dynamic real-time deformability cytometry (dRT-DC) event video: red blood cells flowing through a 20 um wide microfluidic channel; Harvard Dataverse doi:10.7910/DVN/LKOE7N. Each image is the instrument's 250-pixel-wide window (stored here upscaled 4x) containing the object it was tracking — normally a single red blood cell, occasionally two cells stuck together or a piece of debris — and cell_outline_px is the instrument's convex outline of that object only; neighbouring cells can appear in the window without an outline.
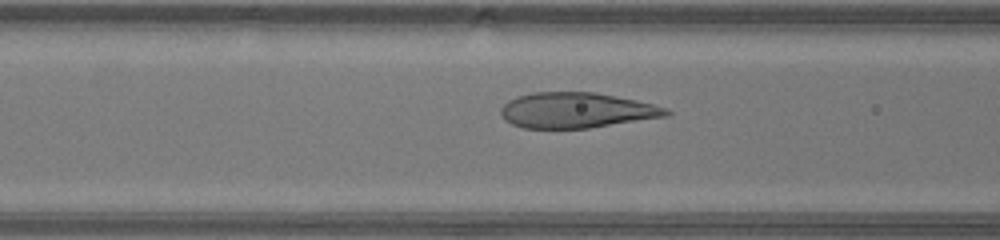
{"species": "human", "species_latin": "Homo sapiens", "temperature_condition": "warm", "stored_images_in_passage": 47, "camera_frame_rate_fps": 3000, "um_per_image_px": 0.085, "donor": {"sex": "male"}, "frame": {"image": 1, "passage_image": 19, "time_ms": 6.0, "image_size_px": [1000, 240], "cell_outline_px": [[672, 112], [668, 116], [588, 128], [524, 128], [512, 124], [504, 120], [500, 112], [500, 108], [508, 100], [516, 96], [532, 92], [596, 92], [636, 100], [668, 108]], "centroid_in_image_um": [48.98, 9.37], "position_along_channel_um": 117.6, "area_um2": 34.28}}
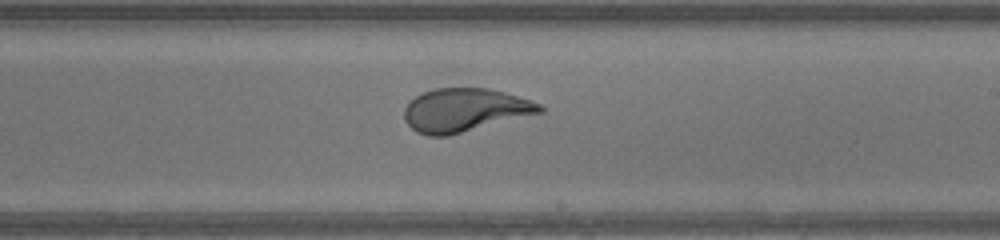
{"frame": {"image": 2, "passage_image": 28, "time_ms": 9.0, "image_size_px": [1000, 240], "cell_outline_px": [[544, 112], [448, 136], [428, 136], [416, 132], [404, 120], [404, 108], [416, 96], [424, 92], [436, 88], [488, 88], [504, 92], [540, 104], [544, 108]], "centroid_in_image_um": [39.49, 9.37], "position_along_channel_um": 249.5, "area_um2": 34.1}}
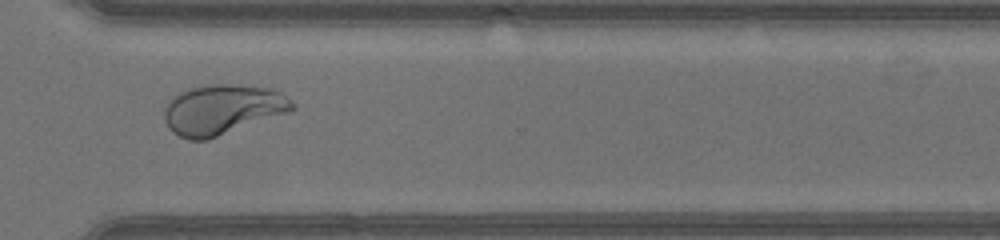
{"frame": {"image": 3, "passage_image": 35, "time_ms": 11.333, "image_size_px": [1000, 240], "cell_outline_px": [[296, 108], [292, 112], [208, 140], [188, 140], [172, 132], [168, 128], [164, 120], [164, 108], [168, 100], [180, 92], [192, 88], [212, 84], [236, 84], [272, 88], [280, 92], [292, 100], [296, 104]], "centroid_in_image_um": [18.95, 9.32], "position_along_channel_um": 351.7, "area_um2": 37.97}, "authors_computed_cell_mechanics": {"area_um2": 35.258, "velocity_mm_per_s": 4.3889, "shape_relaxation_time_tau1_ms": 5.2485, "shape_relaxation_time_tau2_ms": null, "deformation_change_tau1": 0.2341, "deformation_change_tau2": null}}